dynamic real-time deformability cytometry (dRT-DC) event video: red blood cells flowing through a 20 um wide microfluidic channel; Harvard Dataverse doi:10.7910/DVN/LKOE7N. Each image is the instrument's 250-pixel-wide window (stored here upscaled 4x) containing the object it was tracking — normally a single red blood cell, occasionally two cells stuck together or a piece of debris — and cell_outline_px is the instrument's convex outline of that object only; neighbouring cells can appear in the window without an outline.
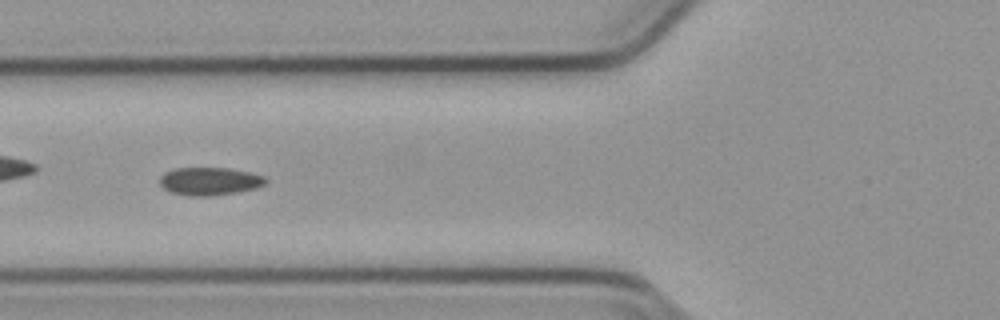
{"species": "common noctule bat (a hibernating species)", "species_latin": "Nyctalus noctula", "temperature_condition": "cold", "stored_images_in_passage": 54, "camera_frame_rate_fps": 3000, "um_per_image_px": 0.085, "animal": {"sex": "male", "body_mass_g": 23.1, "forearm_length_mm": 52.7}, "frame": {"image": 1, "passage_image": 21, "time_ms": 6.667, "image_size_px": [1000, 320], "cell_outline_px": [[268, 180], [264, 184], [256, 188], [236, 192], [212, 196], [188, 196], [172, 192], [164, 188], [160, 184], [160, 176], [164, 172], [172, 168], [228, 168], [248, 172], [264, 176]], "centroid_in_image_um": [17.8, 15.4], "position_along_channel_um": 108.0, "area_um2": 17.22}}
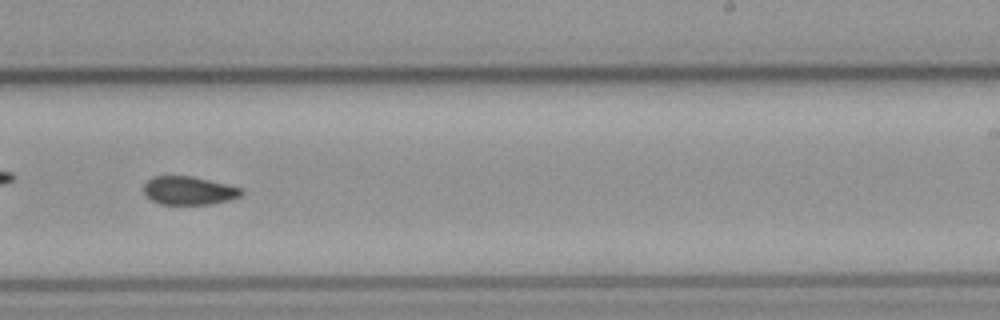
{"frame": {"image": 2, "passage_image": 34, "time_ms": 11.0, "image_size_px": [1000, 320], "cell_outline_px": [[244, 192], [240, 196], [228, 200], [212, 204], [160, 204], [144, 196], [144, 184], [152, 176], [192, 176], [228, 184], [244, 188]], "centroid_in_image_um": [16.06, 16.19], "position_along_channel_um": 272.9, "area_um2": 16.3}}
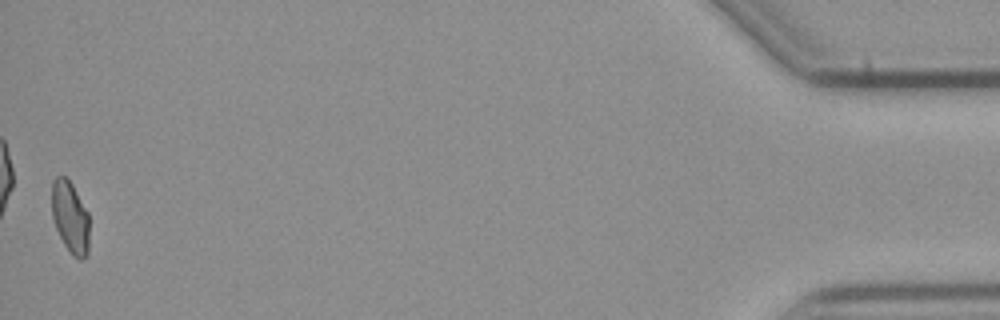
{"frame": {"image": 3, "passage_image": 54, "time_ms": 17.667, "image_size_px": [1000, 320], "cell_outline_px": [[88, 252], [80, 260], [72, 256], [64, 244], [56, 228], [52, 216], [52, 180], [56, 176], [64, 176], [72, 184], [88, 212]], "centroid_in_image_um": [5.96, 18.45], "position_along_channel_um": 429.2, "area_um2": 15.61}}